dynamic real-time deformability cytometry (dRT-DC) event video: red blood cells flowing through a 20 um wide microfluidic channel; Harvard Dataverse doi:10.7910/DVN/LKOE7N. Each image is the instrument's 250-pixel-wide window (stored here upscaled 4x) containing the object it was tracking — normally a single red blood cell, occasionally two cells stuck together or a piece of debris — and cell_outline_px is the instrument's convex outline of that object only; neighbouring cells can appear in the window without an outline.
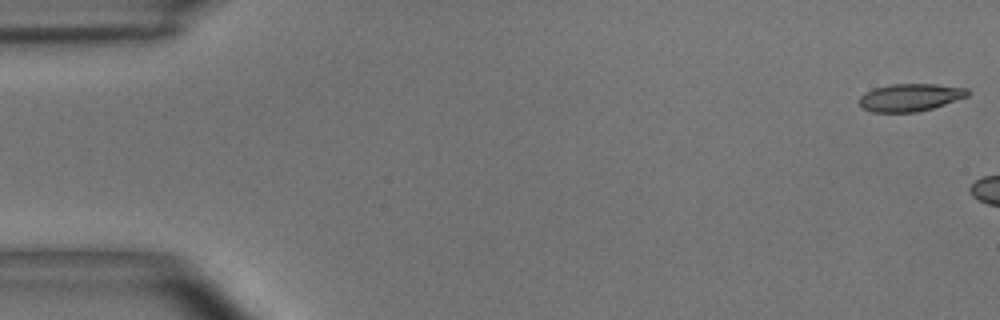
{"species": "common noctule bat (a hibernating species)", "species_latin": "Nyctalus noctula", "temperature_condition": "room temperature", "stored_images_in_passage": 6, "camera_frame_rate_fps": 3000, "um_per_image_px": 0.085, "animal": {"sex": "male", "body_mass_g": 15.6}, "frame": {"image": 1, "passage_image": 1, "time_ms": 0.0, "image_size_px": [1000, 320], "cell_outline_px": [[968, 96], [932, 108], [916, 112], [872, 112], [864, 108], [860, 104], [860, 96], [864, 92], [872, 88], [888, 84], [936, 84], [968, 88]], "centroid_in_image_um": [77.34, 8.27], "position_along_channel_um": 7.7, "area_um2": 17.4}}